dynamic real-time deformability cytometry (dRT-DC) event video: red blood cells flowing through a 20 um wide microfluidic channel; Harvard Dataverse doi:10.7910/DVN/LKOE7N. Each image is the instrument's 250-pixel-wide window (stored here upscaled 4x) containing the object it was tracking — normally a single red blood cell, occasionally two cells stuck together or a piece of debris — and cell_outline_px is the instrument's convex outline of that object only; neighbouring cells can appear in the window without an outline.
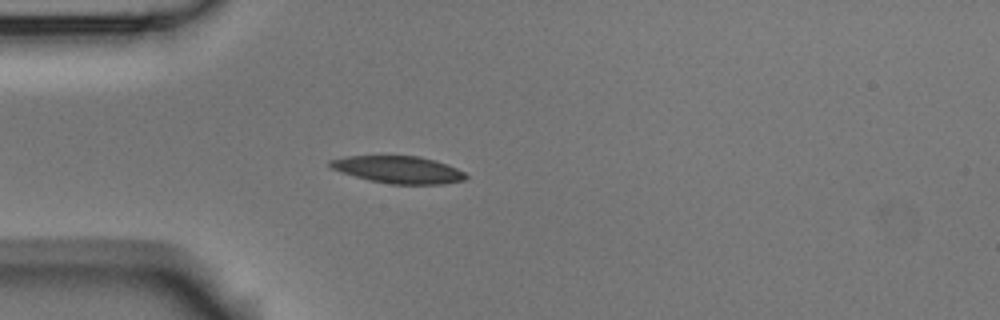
{"species": "Egyptian fruit bat (a non-hibernating species)", "species_latin": "Rousettus aegyptiacus", "temperature_condition": "room temperature", "stored_images_in_passage": 5, "camera_frame_rate_fps": 3000, "um_per_image_px": 0.085, "animal": {"sex": "male"}, "frame": {"image": 1, "passage_image": 4, "time_ms": 3.667, "image_size_px": [1000, 320], "cell_outline_px": [[468, 176], [464, 180], [444, 184], [392, 184], [368, 180], [340, 172], [332, 168], [328, 164], [328, 160], [344, 156], [420, 156], [436, 160], [456, 168], [464, 172]], "centroid_in_image_um": [33.84, 14.42], "position_along_channel_um": 51.2, "area_um2": 21.62}}